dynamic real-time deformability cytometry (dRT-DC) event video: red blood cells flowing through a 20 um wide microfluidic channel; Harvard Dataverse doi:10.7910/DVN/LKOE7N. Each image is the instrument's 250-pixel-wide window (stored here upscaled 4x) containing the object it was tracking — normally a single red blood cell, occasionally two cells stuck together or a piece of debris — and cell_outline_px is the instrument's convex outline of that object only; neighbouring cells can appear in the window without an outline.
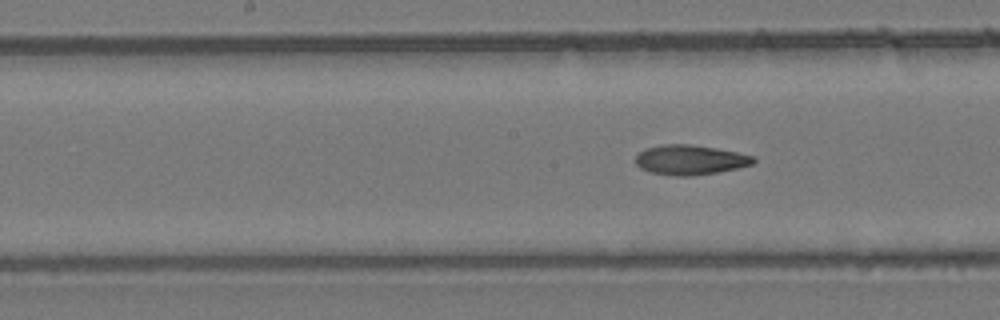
{"species": "common noctule bat (a hibernating species)", "species_latin": "Nyctalus noctula", "temperature_condition": "room temperature", "stored_images_in_passage": 7, "segment_of_instrument_passage": [2, 2], "camera_frame_rate_fps": 3000, "um_per_image_px": 0.085, "animal": {"sex": "female", "body_mass_g": 24.6, "forearm_length_mm": 56.2}, "frame": {"image": 1, "passage_image": 7, "time_ms": 8.0, "image_size_px": [1000, 320], "cell_outline_px": [[756, 160], [752, 164], [736, 168], [716, 172], [692, 176], [676, 176], [652, 172], [640, 168], [636, 164], [636, 156], [644, 148], [664, 144], [688, 144], [716, 148], [756, 156]], "centroid_in_image_um": [58.66, 13.58], "position_along_channel_um": 189.5, "area_um2": 20.35}}